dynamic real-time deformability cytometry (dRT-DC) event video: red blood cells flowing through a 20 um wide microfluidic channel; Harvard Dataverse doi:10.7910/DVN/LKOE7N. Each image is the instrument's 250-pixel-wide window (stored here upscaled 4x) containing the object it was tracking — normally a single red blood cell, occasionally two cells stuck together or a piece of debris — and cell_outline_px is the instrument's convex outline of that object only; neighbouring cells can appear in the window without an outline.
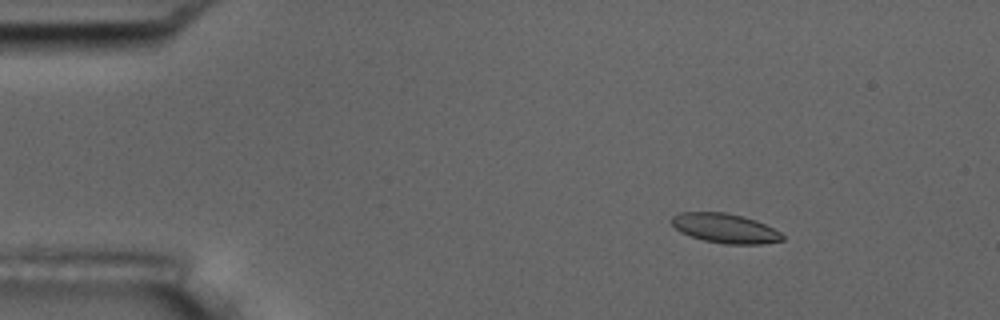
{"species": "common noctule bat (a hibernating species)", "species_latin": "Nyctalus noctula", "temperature_condition": "room temperature", "stored_images_in_passage": 5, "camera_frame_rate_fps": 3000, "um_per_image_px": 0.085, "animal": {"sex": "male", "body_mass_g": 17.5, "forearm_length_mm": 52.3}, "frame": {"image": 1, "passage_image": 3, "time_ms": 2.333, "image_size_px": [1000, 320], "cell_outline_px": [[784, 240], [764, 244], [724, 244], [704, 240], [680, 232], [672, 224], [672, 216], [680, 212], [724, 212], [744, 216], [756, 220], [780, 232], [784, 236]], "centroid_in_image_um": [61.65, 19.4], "position_along_channel_um": 23.4, "area_um2": 19.02}}